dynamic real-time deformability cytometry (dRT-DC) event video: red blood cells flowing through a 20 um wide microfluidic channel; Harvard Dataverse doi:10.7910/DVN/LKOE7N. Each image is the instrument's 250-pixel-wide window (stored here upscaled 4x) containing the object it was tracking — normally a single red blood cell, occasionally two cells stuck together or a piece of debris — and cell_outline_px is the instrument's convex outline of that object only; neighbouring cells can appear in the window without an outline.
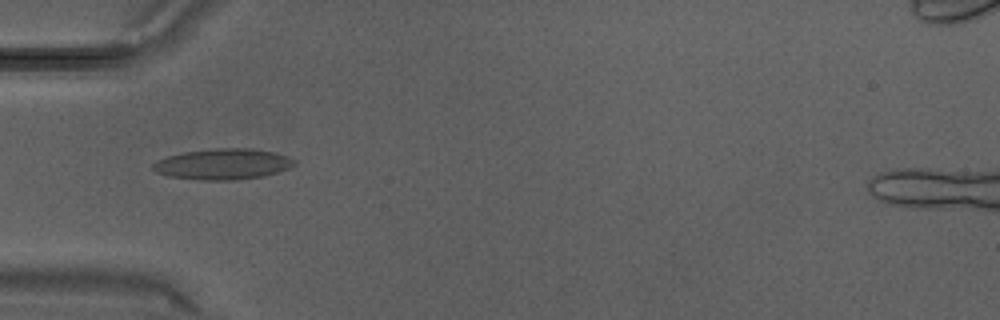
{"species": "Egyptian fruit bat (a non-hibernating species)", "species_latin": "Rousettus aegyptiacus", "temperature_condition": "warm", "stored_images_in_passage": 31, "camera_frame_rate_fps": 3000, "um_per_image_px": 0.085, "animal": {"sex": "male"}, "frame": {"image": 1, "passage_image": 10, "time_ms": 3.0, "image_size_px": [1000, 320], "cell_outline_px": [[296, 164], [288, 168], [264, 176], [232, 180], [200, 180], [168, 176], [156, 172], [152, 168], [152, 164], [168, 156], [184, 152], [216, 148], [252, 148], [272, 152], [288, 156], [296, 160]], "centroid_in_image_um": [18.96, 13.95], "position_along_channel_um": 66.0, "area_um2": 25.26}}
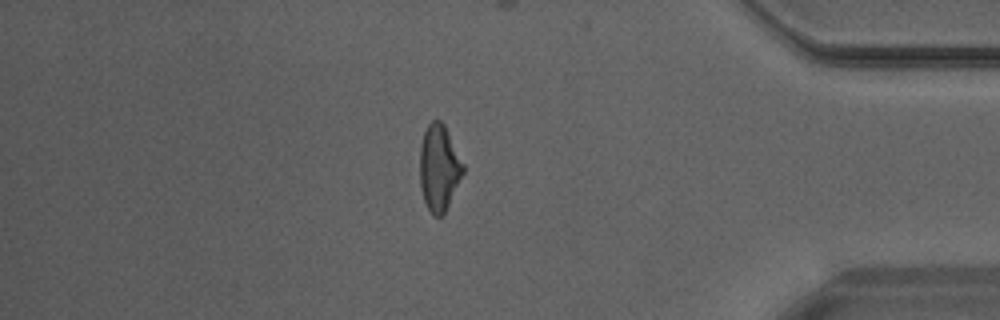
{"frame": {"image": 2, "passage_image": 27, "time_ms": 8.667, "image_size_px": [1000, 320], "cell_outline_px": [[464, 172], [444, 212], [440, 216], [432, 216], [424, 200], [420, 184], [420, 144], [424, 132], [428, 124], [432, 120], [440, 120], [444, 124], [464, 164]], "centroid_in_image_um": [37.31, 14.23], "position_along_channel_um": 397.9, "area_um2": 21.5}}